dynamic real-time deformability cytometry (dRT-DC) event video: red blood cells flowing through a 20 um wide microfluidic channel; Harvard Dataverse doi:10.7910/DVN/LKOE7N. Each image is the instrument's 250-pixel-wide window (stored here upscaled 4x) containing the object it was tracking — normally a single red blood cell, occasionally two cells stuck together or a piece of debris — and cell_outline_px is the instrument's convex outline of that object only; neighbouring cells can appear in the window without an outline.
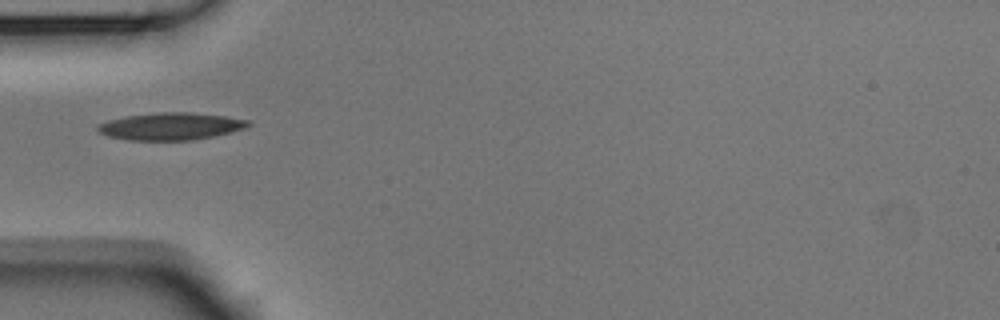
{"species": "Egyptian fruit bat (a non-hibernating species)", "species_latin": "Rousettus aegyptiacus", "temperature_condition": "room temperature", "stored_images_in_passage": 37, "camera_frame_rate_fps": 3000, "um_per_image_px": 0.085, "animal": {"sex": "male"}, "frame": {"image": 1, "passage_image": 1, "time_ms": 0.0, "image_size_px": [1000, 320], "cell_outline_px": [[252, 124], [244, 128], [212, 136], [192, 140], [132, 140], [108, 136], [100, 132], [96, 128], [96, 124], [108, 120], [128, 116], [156, 112], [192, 112], [224, 116], [248, 120]], "centroid_in_image_um": [14.48, 10.72], "position_along_channel_um": 70.5, "area_um2": 23.7}}
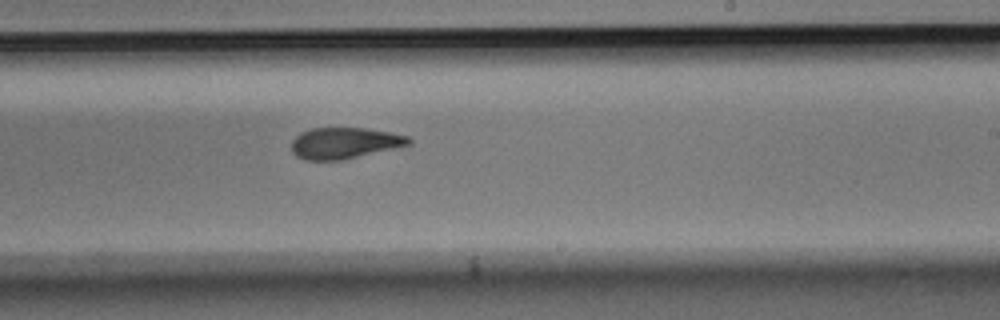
{"frame": {"image": 2, "passage_image": 16, "time_ms": 5.0, "image_size_px": [1000, 320], "cell_outline_px": [[412, 144], [340, 160], [304, 160], [296, 156], [292, 152], [292, 140], [300, 132], [312, 128], [364, 128], [388, 132], [408, 136], [412, 140]], "centroid_in_image_um": [29.25, 12.16], "position_along_channel_um": 259.7, "area_um2": 21.15}}
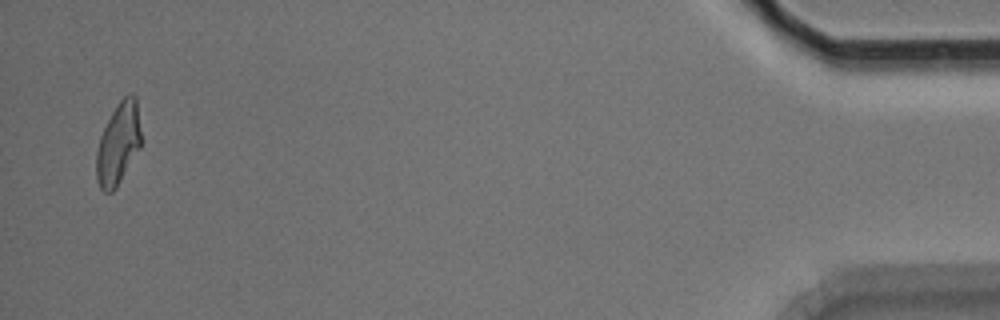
{"frame": {"image": 3, "passage_image": 36, "time_ms": 11.667, "image_size_px": [1000, 320], "cell_outline_px": [[140, 148], [116, 188], [112, 192], [104, 192], [100, 188], [96, 180], [96, 152], [100, 136], [116, 104], [124, 96], [132, 92], [136, 96], [140, 132]], "centroid_in_image_um": [10.04, 12.22], "position_along_channel_um": 425.2, "area_um2": 21.27}, "authors_computed_cell_mechanics": {"area_um2": 22.253, "velocity_mm_per_s": 3.7674, "shape_relaxation_time_tau1_ms": 5.4169, "shape_relaxation_time_tau2_ms": 2.2468, "deformation_change_tau1": 0.1648, "deformation_change_tau2": 0.0862}}